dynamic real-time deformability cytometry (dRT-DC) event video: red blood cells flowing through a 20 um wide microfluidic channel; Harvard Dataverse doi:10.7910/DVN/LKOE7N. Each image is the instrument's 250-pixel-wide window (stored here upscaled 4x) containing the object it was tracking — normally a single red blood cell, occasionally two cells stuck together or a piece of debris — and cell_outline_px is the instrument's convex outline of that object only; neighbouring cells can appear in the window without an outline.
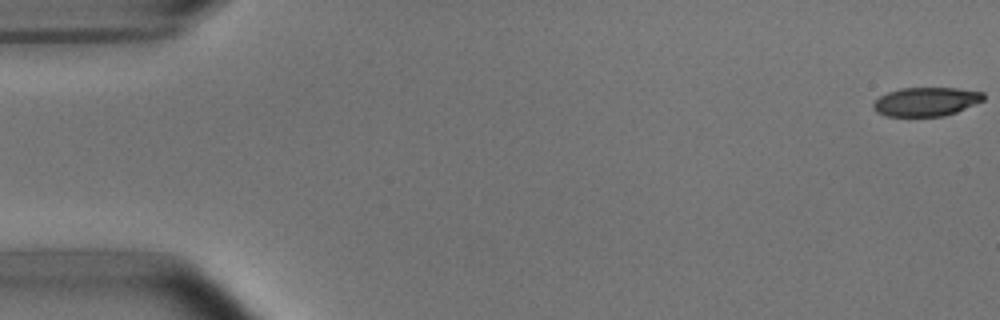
{"species": "common noctule bat (a hibernating species)", "species_latin": "Nyctalus noctula", "temperature_condition": "room temperature", "stored_images_in_passage": 11, "camera_frame_rate_fps": 3000, "um_per_image_px": 0.085, "animal": {"sex": "male", "body_mass_g": 15.6}, "frame": {"image": 1, "passage_image": 1, "time_ms": 0.0, "image_size_px": [1000, 320], "cell_outline_px": [[984, 100], [956, 112], [944, 116], [888, 116], [876, 112], [872, 108], [872, 104], [880, 96], [888, 92], [900, 88], [956, 88], [984, 92]], "centroid_in_image_um": [78.71, 8.64], "position_along_channel_um": 6.3, "area_um2": 18.5}}